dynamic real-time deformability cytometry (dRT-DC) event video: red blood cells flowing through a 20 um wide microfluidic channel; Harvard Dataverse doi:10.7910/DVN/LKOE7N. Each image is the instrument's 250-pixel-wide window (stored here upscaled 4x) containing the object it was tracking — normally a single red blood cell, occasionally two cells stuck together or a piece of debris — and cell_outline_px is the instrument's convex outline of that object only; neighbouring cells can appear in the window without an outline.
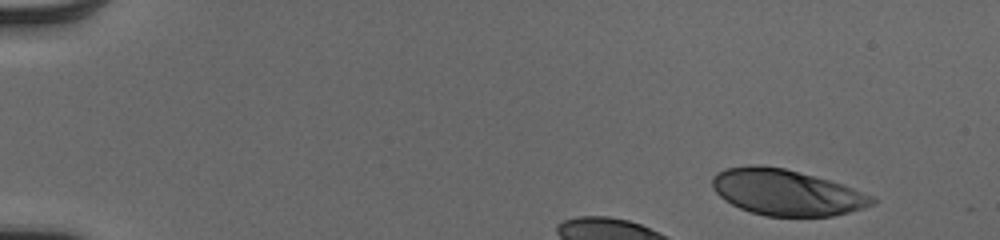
{"species": "human", "species_latin": "Homo sapiens", "temperature_condition": "cold", "stored_images_in_passage": 15, "camera_frame_rate_fps": 3000, "um_per_image_px": 0.085, "donor": {"sex": "male"}, "frame": {"image": 1, "passage_image": 3, "time_ms": 0.667, "image_size_px": [1000, 240], "cell_outline_px": [[876, 204], [864, 208], [832, 216], [764, 216], [740, 208], [724, 200], [712, 188], [712, 176], [716, 172], [728, 168], [748, 164], [760, 164], [784, 168], [828, 180], [876, 196]], "centroid_in_image_um": [66.84, 16.35], "position_along_channel_um": 18.2, "area_um2": 42.89}}
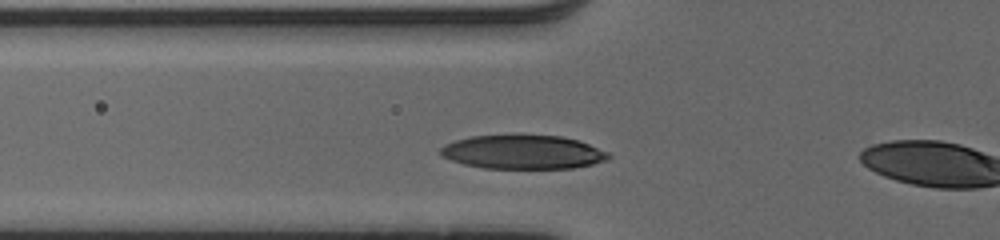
{"frame": {"image": 2, "passage_image": 13, "time_ms": 4.0, "image_size_px": [1000, 240], "cell_outline_px": [[612, 156], [608, 160], [592, 164], [572, 168], [484, 168], [464, 164], [440, 156], [440, 148], [444, 144], [456, 140], [472, 136], [560, 136], [576, 140], [588, 144], [608, 152]], "centroid_in_image_um": [44.44, 12.94], "position_along_channel_um": 81.4, "area_um2": 32.77}}